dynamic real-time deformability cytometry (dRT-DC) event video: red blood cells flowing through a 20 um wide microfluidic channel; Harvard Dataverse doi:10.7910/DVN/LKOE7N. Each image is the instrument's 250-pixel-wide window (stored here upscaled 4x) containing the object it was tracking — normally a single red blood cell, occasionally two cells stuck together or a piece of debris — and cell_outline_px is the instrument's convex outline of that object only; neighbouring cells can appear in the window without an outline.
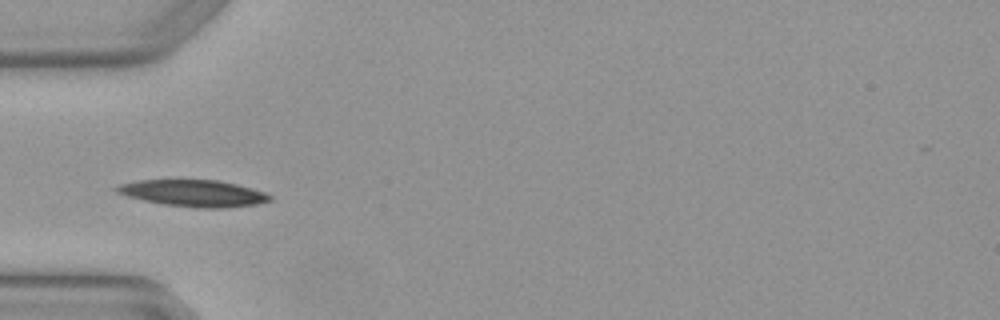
{"species": "Egyptian fruit bat (a non-hibernating species)", "species_latin": "Rousettus aegyptiacus", "temperature_condition": "warm", "stored_images_in_passage": 5, "camera_frame_rate_fps": 3000, "um_per_image_px": 0.085, "animal": {"sex": "female"}, "frame": {"image": 1, "passage_image": 4, "time_ms": 1.0, "image_size_px": [1000, 320], "cell_outline_px": [[272, 200], [256, 204], [220, 208], [196, 208], [164, 204], [144, 200], [128, 196], [116, 192], [112, 188], [120, 184], [136, 180], [176, 176], [220, 180], [252, 188], [264, 192], [272, 196]], "centroid_in_image_um": [16.37, 16.36], "position_along_channel_um": 68.6, "area_um2": 24.97}}
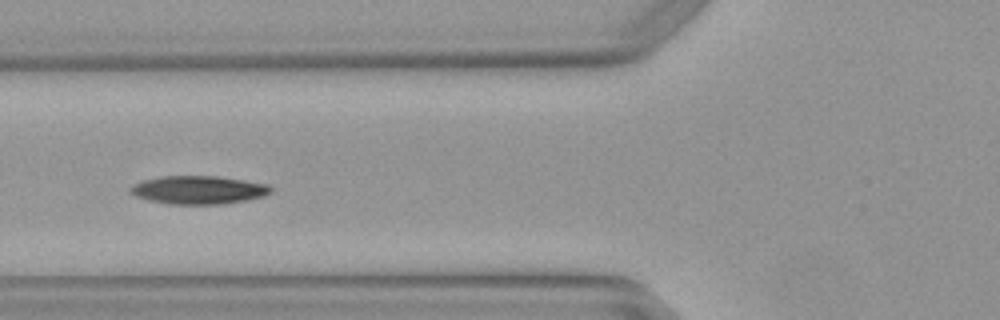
{"frame": {"image": 2, "passage_image": 5, "time_ms": 1.333, "image_size_px": [1000, 320], "cell_outline_px": [[272, 192], [264, 196], [248, 200], [220, 204], [168, 204], [148, 200], [136, 196], [128, 192], [128, 188], [132, 184], [144, 180], [160, 176], [216, 176], [244, 180], [268, 184], [272, 188]], "centroid_in_image_um": [16.85, 16.14], "position_along_channel_um": 108.9, "area_um2": 23.29}}